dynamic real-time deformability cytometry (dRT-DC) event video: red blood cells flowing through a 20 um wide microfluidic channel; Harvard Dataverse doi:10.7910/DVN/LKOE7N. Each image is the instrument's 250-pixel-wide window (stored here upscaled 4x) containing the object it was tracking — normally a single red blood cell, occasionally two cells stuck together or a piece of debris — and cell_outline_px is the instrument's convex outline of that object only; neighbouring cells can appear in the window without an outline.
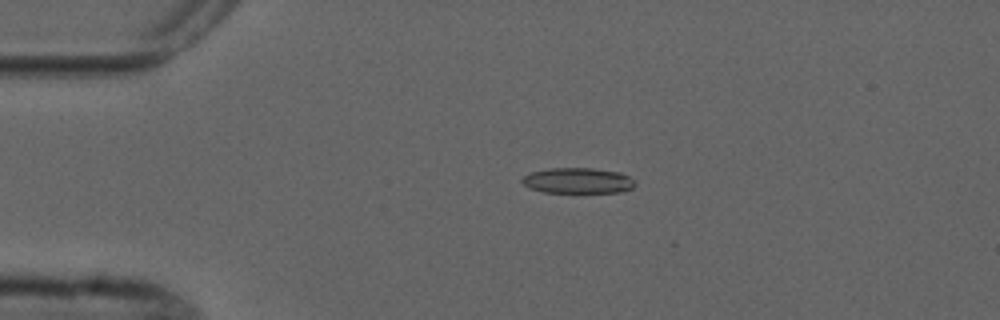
{"species": "common noctule bat (a hibernating species)", "species_latin": "Nyctalus noctula", "temperature_condition": "cold", "stored_images_in_passage": 3, "camera_frame_rate_fps": 3000, "um_per_image_px": 0.085, "animal": {"sex": "male", "forearm_length_mm": 52.5}, "frame": {"image": 1, "passage_image": 2, "time_ms": 1.333, "image_size_px": [1000, 320], "cell_outline_px": [[636, 184], [632, 188], [620, 192], [544, 192], [532, 188], [524, 184], [520, 180], [524, 176], [532, 172], [548, 168], [592, 168], [620, 172], [636, 180]], "centroid_in_image_um": [49.16, 15.34], "position_along_channel_um": 35.8, "area_um2": 16.76}}